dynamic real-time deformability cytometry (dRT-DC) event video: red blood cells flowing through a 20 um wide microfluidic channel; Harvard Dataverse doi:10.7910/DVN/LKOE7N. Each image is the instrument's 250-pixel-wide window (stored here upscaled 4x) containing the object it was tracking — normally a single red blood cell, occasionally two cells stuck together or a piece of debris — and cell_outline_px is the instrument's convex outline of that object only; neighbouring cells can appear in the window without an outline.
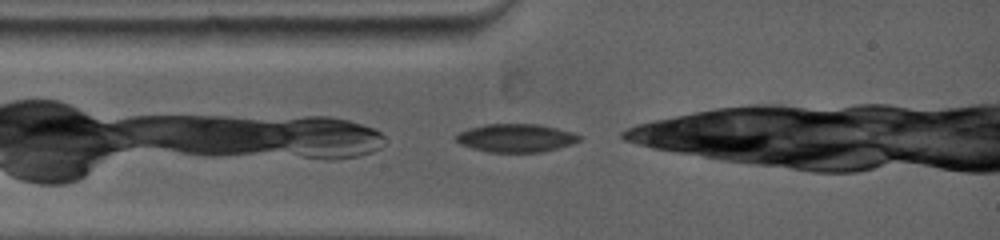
{"species": "common noctule bat (a hibernating species)", "species_latin": "Nyctalus noctula", "temperature_condition": "warm", "stored_images_in_passage": 7, "camera_frame_rate_fps": 5000, "um_per_image_px": 0.085, "animal": {"sex": "female", "body_mass_g": 19.0, "forearm_length_mm": 53.3}, "frame": {"image": 1, "passage_image": 1, "time_ms": 0.0, "image_size_px": [1000, 240], "cell_outline_px": [[584, 136], [580, 140], [572, 144], [544, 152], [488, 152], [472, 148], [460, 144], [452, 136], [468, 128], [488, 124], [540, 124], [572, 132]], "centroid_in_image_um": [43.86, 11.73], "position_along_channel_um": 41.1, "area_um2": 20.46}}
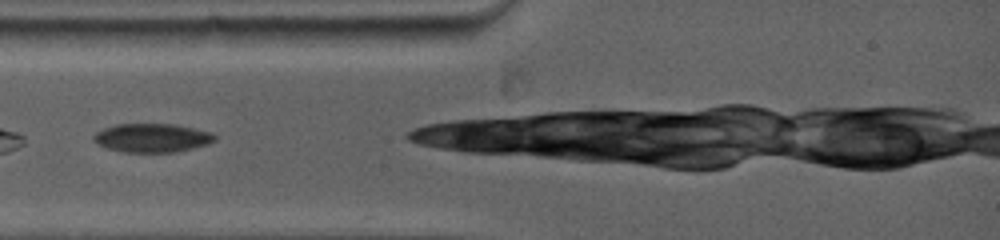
{"frame": {"image": 2, "passage_image": 3, "time_ms": 0.8, "image_size_px": [1000, 240], "cell_outline_px": [[216, 140], [208, 144], [176, 152], [124, 152], [108, 148], [96, 144], [92, 140], [92, 136], [96, 132], [104, 128], [116, 124], [176, 124], [212, 132], [216, 136]], "centroid_in_image_um": [12.92, 11.71], "position_along_channel_um": 72.1, "area_um2": 20.4}}
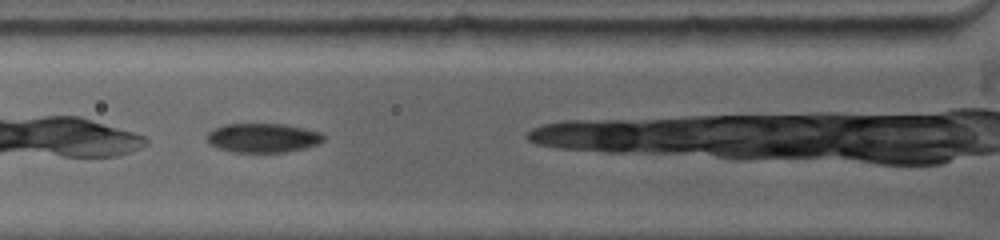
{"frame": {"image": 3, "passage_image": 5, "time_ms": 1.6, "image_size_px": [1000, 240], "cell_outline_px": [[324, 140], [320, 144], [304, 148], [284, 152], [232, 152], [216, 148], [208, 144], [204, 136], [212, 128], [224, 124], [284, 124], [304, 128], [320, 132], [324, 136]], "centroid_in_image_um": [22.28, 11.72], "position_along_channel_um": 103.5, "area_um2": 20.17}}